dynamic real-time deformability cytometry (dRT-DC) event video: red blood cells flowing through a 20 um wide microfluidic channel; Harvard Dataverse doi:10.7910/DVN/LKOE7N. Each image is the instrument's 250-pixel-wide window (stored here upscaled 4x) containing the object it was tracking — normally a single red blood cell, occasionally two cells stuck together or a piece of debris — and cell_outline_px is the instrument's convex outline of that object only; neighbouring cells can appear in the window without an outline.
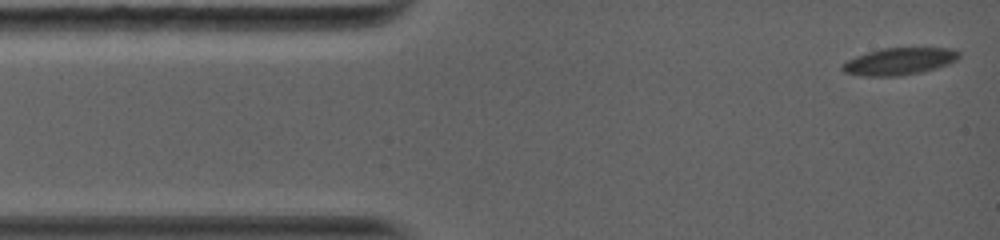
{"species": "common noctule bat (a hibernating species)", "species_latin": "Nyctalus noctula", "temperature_condition": "warm", "stored_images_in_passage": 51, "camera_frame_rate_fps": 5000, "um_per_image_px": 0.085, "animal": {"sex": "female", "body_mass_g": 19.0, "forearm_length_mm": 56.7}, "frame": {"image": 1, "passage_image": 1, "time_ms": 0.0, "image_size_px": [1000, 240], "cell_outline_px": [[960, 56], [956, 60], [948, 64], [936, 68], [920, 72], [900, 76], [860, 76], [844, 72], [840, 68], [840, 64], [856, 56], [868, 52], [884, 48], [956, 48], [960, 52]], "centroid_in_image_um": [76.43, 5.22], "position_along_channel_um": 8.6, "area_um2": 18.5}}
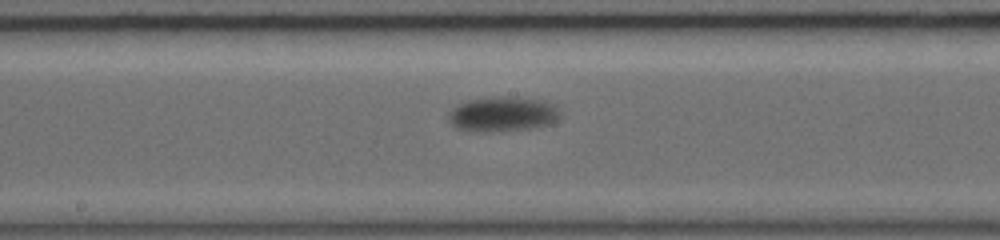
{"frame": {"image": 2, "passage_image": 22, "time_ms": 7.4, "image_size_px": [1000, 240], "cell_outline_px": [[560, 116], [556, 120], [548, 124], [528, 128], [500, 132], [484, 132], [456, 128], [448, 120], [448, 112], [456, 104], [468, 100], [492, 96], [504, 96], [544, 100], [552, 104], [560, 112]], "centroid_in_image_um": [42.67, 9.69], "position_along_channel_um": 205.5, "area_um2": 22.83}}
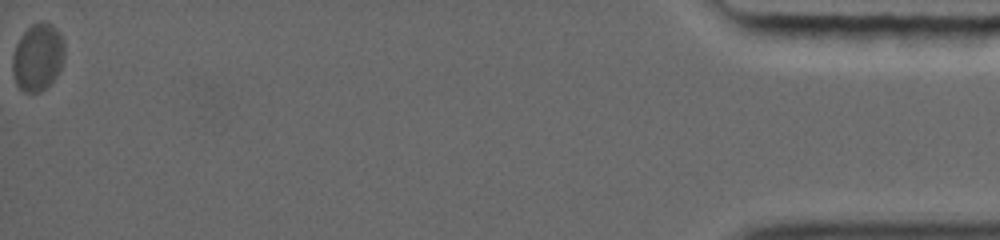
{"frame": {"image": 3, "passage_image": 51, "time_ms": 17.6, "image_size_px": [1000, 240], "cell_outline_px": [[64, 56], [60, 68], [56, 76], [40, 92], [24, 92], [16, 84], [12, 72], [12, 56], [16, 44], [20, 36], [32, 24], [40, 20], [52, 24], [60, 32], [64, 40]], "centroid_in_image_um": [3.2, 4.83], "position_along_channel_um": 432.0, "area_um2": 20.52}, "authors_computed_cell_mechanics": {"area_um2": 20.1144, "velocity_mm_per_s": 3.661, "shape_relaxation_time_tau1_ms": 2.572, "shape_relaxation_time_tau2_ms": null, "deformation_change_tau1": 0.1416, "deformation_change_tau2": null}}